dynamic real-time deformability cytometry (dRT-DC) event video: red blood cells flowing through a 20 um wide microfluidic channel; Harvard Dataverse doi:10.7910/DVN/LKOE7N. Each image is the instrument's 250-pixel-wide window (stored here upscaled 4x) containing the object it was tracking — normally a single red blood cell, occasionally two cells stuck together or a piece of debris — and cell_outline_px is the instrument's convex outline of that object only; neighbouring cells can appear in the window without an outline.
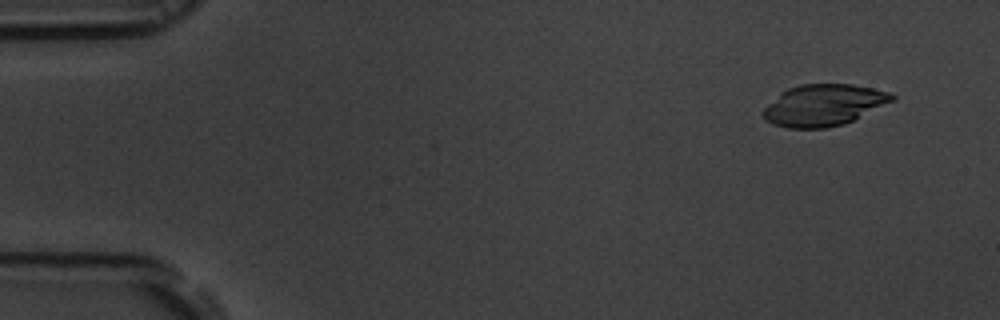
{"species": "common noctule bat (a hibernating species)", "species_latin": "Nyctalus noctula", "temperature_condition": "room temperature", "stored_images_in_passage": 55, "camera_frame_rate_fps": 3000, "um_per_image_px": 0.085, "animal": {"sex": "male", "body_mass_g": 19.5, "forearm_length_mm": 54.6}, "frame": {"image": 1, "passage_image": 4, "time_ms": 1.0, "image_size_px": [1000, 320], "cell_outline_px": [[896, 100], [844, 124], [824, 128], [788, 128], [772, 124], [764, 120], [760, 112], [780, 92], [788, 88], [800, 84], [852, 84], [892, 92], [896, 96]], "centroid_in_image_um": [70.0, 8.93], "position_along_channel_um": 15.0, "area_um2": 31.44}}